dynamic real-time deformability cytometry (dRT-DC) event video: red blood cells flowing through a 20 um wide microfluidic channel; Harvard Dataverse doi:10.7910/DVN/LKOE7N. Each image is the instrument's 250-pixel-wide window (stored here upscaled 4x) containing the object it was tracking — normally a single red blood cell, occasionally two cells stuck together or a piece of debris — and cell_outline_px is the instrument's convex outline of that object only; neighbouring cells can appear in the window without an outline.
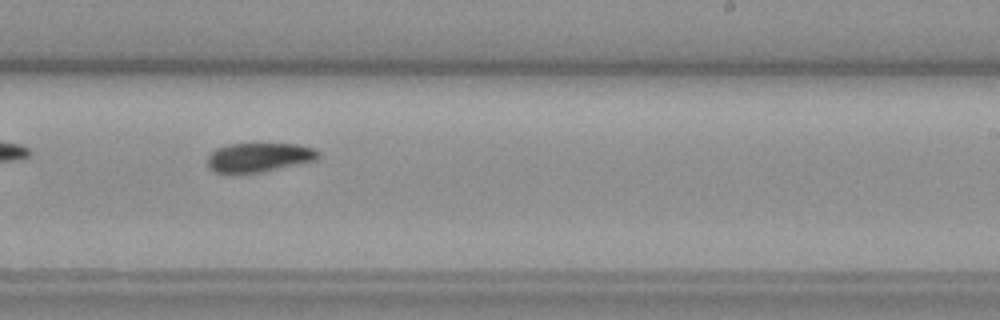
{"species": "common noctule bat (a hibernating species)", "species_latin": "Nyctalus noctula", "temperature_condition": "warm", "stored_images_in_passage": 33, "camera_frame_rate_fps": 3000, "um_per_image_px": 0.085, "animal": {"sex": "female", "body_mass_g": 19.3, "forearm_length_mm": 54.1}, "frame": {"image": 1, "passage_image": 18, "time_ms": 5.667, "image_size_px": [1000, 320], "cell_outline_px": [[324, 156], [316, 160], [264, 172], [216, 172], [208, 168], [208, 152], [224, 144], [248, 140], [260, 140], [300, 144], [316, 148]], "centroid_in_image_um": [22.06, 13.28], "position_along_channel_um": 266.9, "area_um2": 20.4}}